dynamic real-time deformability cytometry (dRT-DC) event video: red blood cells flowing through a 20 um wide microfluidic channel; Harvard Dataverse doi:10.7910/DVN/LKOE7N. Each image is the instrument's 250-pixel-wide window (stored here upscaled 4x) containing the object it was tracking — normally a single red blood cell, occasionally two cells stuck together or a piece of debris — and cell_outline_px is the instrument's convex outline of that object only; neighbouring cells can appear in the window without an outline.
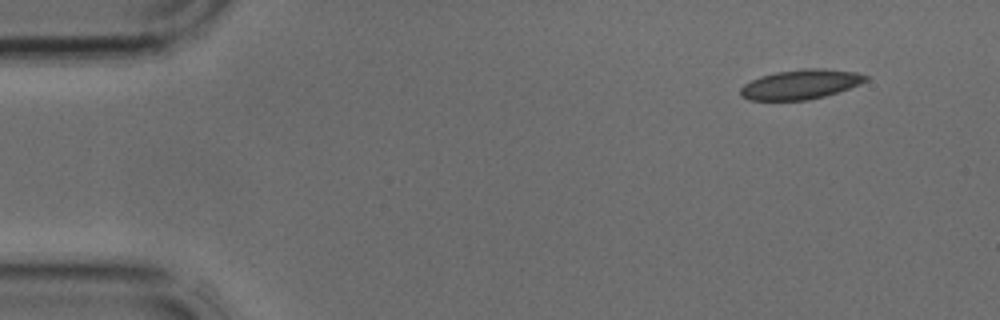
{"species": "common noctule bat (a hibernating species)", "species_latin": "Nyctalus noctula", "temperature_condition": "cold", "stored_images_in_passage": 4, "camera_frame_rate_fps": 3000, "um_per_image_px": 0.085, "animal": {"sex": "male", "body_mass_g": 17.9, "forearm_length_mm": 54.2}, "frame": {"image": 1, "passage_image": 1, "time_ms": 0.0, "image_size_px": [1000, 320], "cell_outline_px": [[868, 80], [860, 84], [824, 96], [808, 100], [748, 100], [740, 96], [740, 88], [744, 84], [760, 76], [776, 72], [804, 68], [824, 68], [856, 72], [868, 76]], "centroid_in_image_um": [68.03, 7.16], "position_along_channel_um": 17.0, "area_um2": 21.62}}
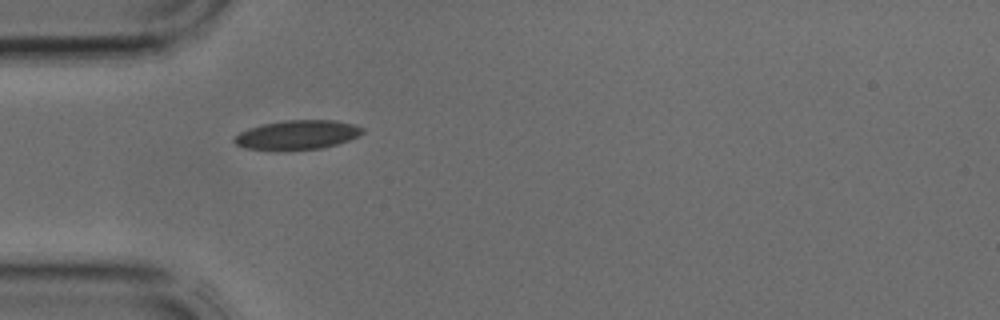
{"frame": {"image": 2, "passage_image": 3, "time_ms": 0.667, "image_size_px": [1000, 320], "cell_outline_px": [[364, 132], [360, 136], [336, 144], [320, 148], [276, 152], [244, 148], [236, 144], [232, 140], [240, 132], [248, 128], [264, 124], [284, 120], [336, 120], [352, 124], [364, 128]], "centroid_in_image_um": [25.24, 11.48], "position_along_channel_um": 59.8, "area_um2": 22.25}}